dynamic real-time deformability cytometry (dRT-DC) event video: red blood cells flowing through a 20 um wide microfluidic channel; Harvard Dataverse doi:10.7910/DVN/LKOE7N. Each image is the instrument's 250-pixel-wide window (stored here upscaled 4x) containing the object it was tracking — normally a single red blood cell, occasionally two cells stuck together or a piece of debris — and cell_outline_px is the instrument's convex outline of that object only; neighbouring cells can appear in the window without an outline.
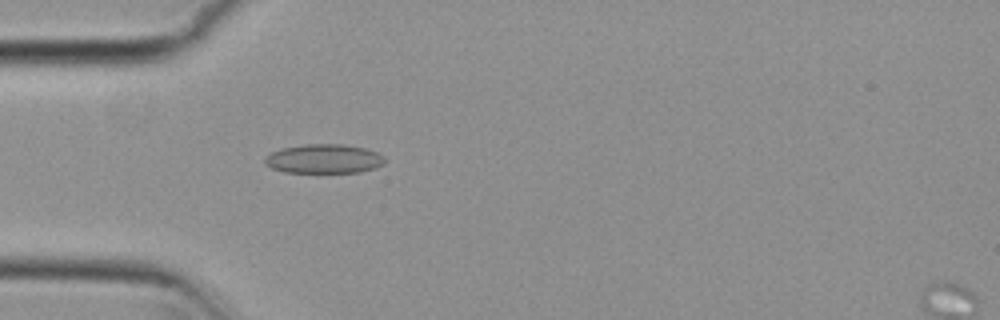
{"species": "common noctule bat (a hibernating species)", "species_latin": "Nyctalus noctula", "temperature_condition": "cold", "stored_images_in_passage": 5, "camera_frame_rate_fps": 3000, "um_per_image_px": 0.085, "animal": {"sex": "female", "body_mass_g": 29.2, "forearm_length_mm": 56.3}, "frame": {"image": 1, "passage_image": 5, "time_ms": 1.333, "image_size_px": [1000, 320], "cell_outline_px": [[384, 164], [376, 168], [360, 172], [284, 172], [272, 168], [264, 164], [264, 156], [272, 152], [284, 148], [308, 144], [344, 144], [364, 148], [376, 152], [384, 156]], "centroid_in_image_um": [27.54, 13.5], "position_along_channel_um": 57.5, "area_um2": 20.35}}